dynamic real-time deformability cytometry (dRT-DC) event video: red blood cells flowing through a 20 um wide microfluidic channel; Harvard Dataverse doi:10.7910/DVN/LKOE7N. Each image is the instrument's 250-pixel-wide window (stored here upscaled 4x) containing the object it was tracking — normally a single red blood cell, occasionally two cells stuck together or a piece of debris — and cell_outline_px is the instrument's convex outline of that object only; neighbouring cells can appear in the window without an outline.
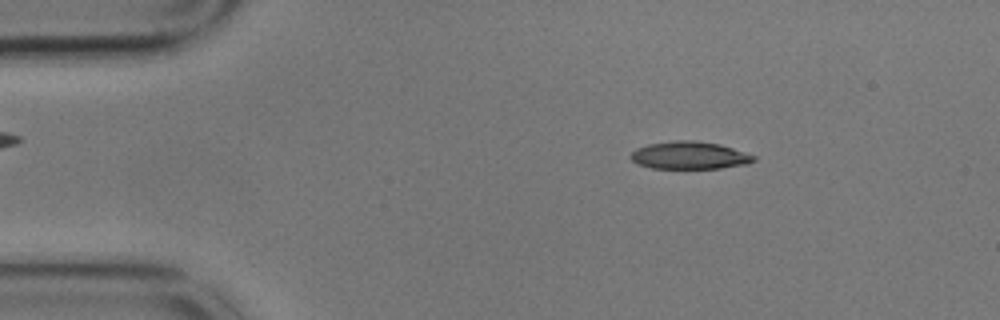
{"species": "common noctule bat (a hibernating species)", "species_latin": "Nyctalus noctula", "temperature_condition": "cold", "stored_images_in_passage": 55, "camera_frame_rate_fps": 3000, "um_per_image_px": 0.085, "animal": {"sex": "male", "body_mass_g": 17.9}, "frame": {"image": 1, "passage_image": 8, "time_ms": 2.333, "image_size_px": [1000, 320], "cell_outline_px": [[756, 160], [748, 164], [720, 168], [652, 168], [636, 164], [628, 156], [636, 148], [648, 144], [676, 140], [696, 140], [720, 144], [756, 156]], "centroid_in_image_um": [58.59, 13.2], "position_along_channel_um": 26.4, "area_um2": 19.88}}
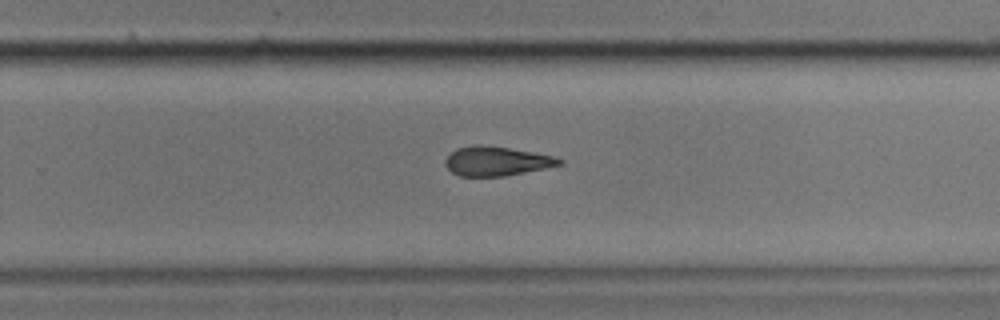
{"frame": {"image": 2, "passage_image": 35, "time_ms": 11.333, "image_size_px": [1000, 320], "cell_outline_px": [[564, 160], [560, 164], [544, 168], [504, 176], [460, 176], [452, 172], [444, 164], [444, 160], [456, 148], [476, 144], [480, 144], [508, 148], [532, 152], [552, 156]], "centroid_in_image_um": [42.15, 13.69], "position_along_channel_um": 287.7, "area_um2": 19.19}}
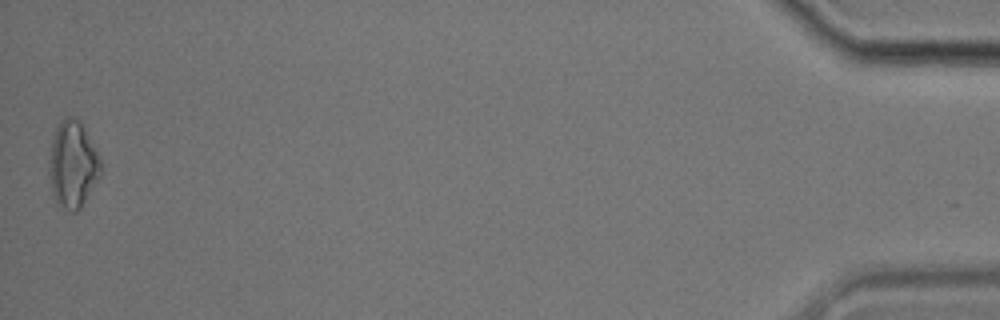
{"frame": {"image": 3, "passage_image": 55, "time_ms": 18.0, "image_size_px": [1000, 320], "cell_outline_px": [[100, 176], [80, 208], [76, 212], [72, 212], [56, 204], [52, 196], [48, 172], [48, 160], [52, 140], [56, 128], [60, 120], [64, 116], [72, 116], [80, 120], [100, 160]], "centroid_in_image_um": [6.13, 13.99], "position_along_channel_um": 429.1, "area_um2": 26.13}, "authors_computed_cell_mechanics": {"area_um2": 20.23, "velocity_mm_per_s": 3.53, "shape_relaxation_time_tau1_ms": 5.0876, "shape_relaxation_time_tau2_ms": 9.6079, "deformation_change_tau1": 0.1246, "deformation_change_tau2": 0.2242}}